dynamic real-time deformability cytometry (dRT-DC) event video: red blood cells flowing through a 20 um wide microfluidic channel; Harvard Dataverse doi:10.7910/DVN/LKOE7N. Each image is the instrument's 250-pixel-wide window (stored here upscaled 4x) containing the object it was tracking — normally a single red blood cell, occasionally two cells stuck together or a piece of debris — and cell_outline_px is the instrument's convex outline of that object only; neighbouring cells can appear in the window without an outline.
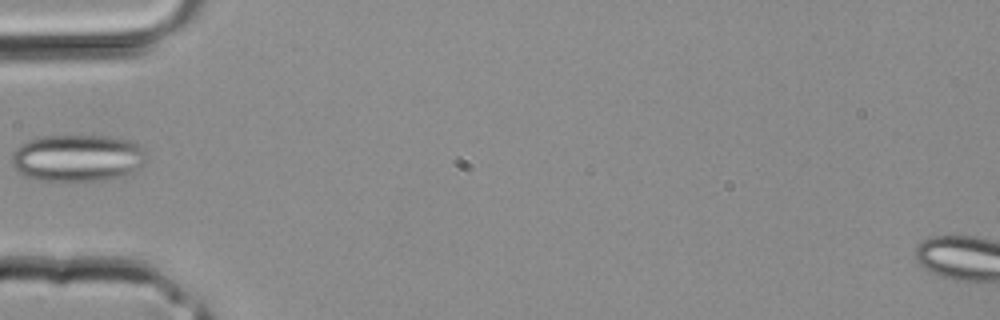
{"species": "common noctule bat (a hibernating species)", "species_latin": "Nyctalus noctula", "temperature_condition": "room temperature", "stored_images_in_passage": 1, "camera_frame_rate_fps": 3000, "um_per_image_px": 0.085, "animal": {"sex": "male", "body_mass_g": 20.4}, "frame": {"image": 1, "passage_image": 1, "time_ms": 0.0, "image_size_px": [1000, 320], "cell_outline_px": [[144, 160], [136, 168], [120, 176], [104, 180], [40, 180], [24, 176], [16, 172], [12, 164], [12, 152], [20, 144], [28, 140], [44, 136], [108, 136], [128, 140], [140, 144], [144, 148]], "centroid_in_image_um": [6.52, 13.41], "position_along_channel_um": 78.5, "area_um2": 36.59}}